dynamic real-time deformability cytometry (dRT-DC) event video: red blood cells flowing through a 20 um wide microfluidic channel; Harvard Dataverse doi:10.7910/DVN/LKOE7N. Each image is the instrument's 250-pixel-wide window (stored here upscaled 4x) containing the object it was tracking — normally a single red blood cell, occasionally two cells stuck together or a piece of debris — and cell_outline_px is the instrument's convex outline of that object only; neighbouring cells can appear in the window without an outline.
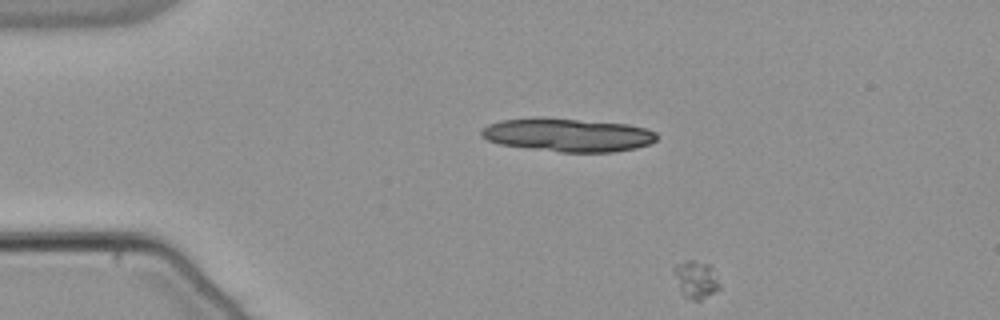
{"species": "common noctule bat (a hibernating species)", "species_latin": "Nyctalus noctula", "temperature_condition": "warm", "stored_images_in_passage": 8, "segment_of_instrument_passage": [2, 2], "camera_frame_rate_fps": 3000, "um_per_image_px": 0.085, "animal": {"sex": "male", "body_mass_g": 21.5, "forearm_length_mm": 52.0}, "frame": {"image": 1, "passage_image": 8, "time_ms": 2.333, "image_size_px": [1000, 320], "cell_outline_px": [[720, 288], [700, 300], [692, 300], [684, 296], [680, 292], [672, 272], [672, 268], [676, 264], [684, 260], [692, 260], [708, 264], [712, 268], [720, 284]], "centroid_in_image_um": [59.1, 23.74], "position_along_channel_um": 25.9, "area_um2": 10.06}}